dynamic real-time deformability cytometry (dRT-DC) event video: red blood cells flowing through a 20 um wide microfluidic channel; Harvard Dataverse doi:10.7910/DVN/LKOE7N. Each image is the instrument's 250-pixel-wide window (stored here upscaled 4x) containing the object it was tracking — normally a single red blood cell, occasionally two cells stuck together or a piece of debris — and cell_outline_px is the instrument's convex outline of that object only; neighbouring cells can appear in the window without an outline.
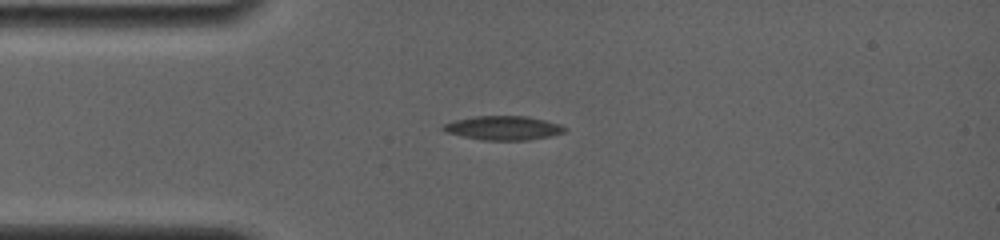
{"species": "common noctule bat (a hibernating species)", "species_latin": "Nyctalus noctula", "temperature_condition": "room temperature", "stored_images_in_passage": 7, "camera_frame_rate_fps": 4000, "um_per_image_px": 0.085, "animal": {"sex": "female", "body_mass_g": 19.0, "forearm_length_mm": 56.7}, "frame": {"image": 1, "passage_image": 6, "time_ms": 3.5, "image_size_px": [1000, 240], "cell_outline_px": [[568, 128], [564, 132], [548, 136], [528, 140], [484, 140], [444, 132], [440, 128], [444, 124], [452, 120], [476, 116], [528, 116], [560, 124]], "centroid_in_image_um": [42.75, 10.87], "position_along_channel_um": 42.2, "area_um2": 16.99}}